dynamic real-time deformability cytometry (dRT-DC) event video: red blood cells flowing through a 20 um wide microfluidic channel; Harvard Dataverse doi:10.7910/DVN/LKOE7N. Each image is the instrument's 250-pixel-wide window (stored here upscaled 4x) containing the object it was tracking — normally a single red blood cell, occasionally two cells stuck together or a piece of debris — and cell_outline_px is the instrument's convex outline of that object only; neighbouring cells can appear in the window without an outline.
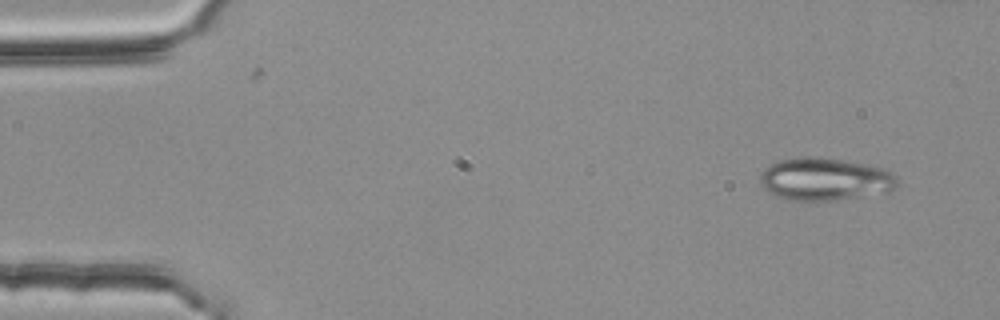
{"species": "common noctule bat (a hibernating species)", "species_latin": "Nyctalus noctula", "temperature_condition": "room temperature", "stored_images_in_passage": 5, "camera_frame_rate_fps": 3000, "um_per_image_px": 0.085, "animal": {"sex": "female", "body_mass_g": 25.1}, "frame": {"image": 1, "passage_image": 1, "time_ms": 0.0, "image_size_px": [1000, 320], "cell_outline_px": [[896, 188], [888, 192], [836, 200], [788, 200], [776, 196], [768, 192], [760, 184], [760, 172], [772, 164], [780, 160], [800, 156], [816, 156], [844, 160], [884, 168], [896, 176]], "centroid_in_image_um": [70.1, 15.22], "position_along_channel_um": 14.9, "area_um2": 34.16}}